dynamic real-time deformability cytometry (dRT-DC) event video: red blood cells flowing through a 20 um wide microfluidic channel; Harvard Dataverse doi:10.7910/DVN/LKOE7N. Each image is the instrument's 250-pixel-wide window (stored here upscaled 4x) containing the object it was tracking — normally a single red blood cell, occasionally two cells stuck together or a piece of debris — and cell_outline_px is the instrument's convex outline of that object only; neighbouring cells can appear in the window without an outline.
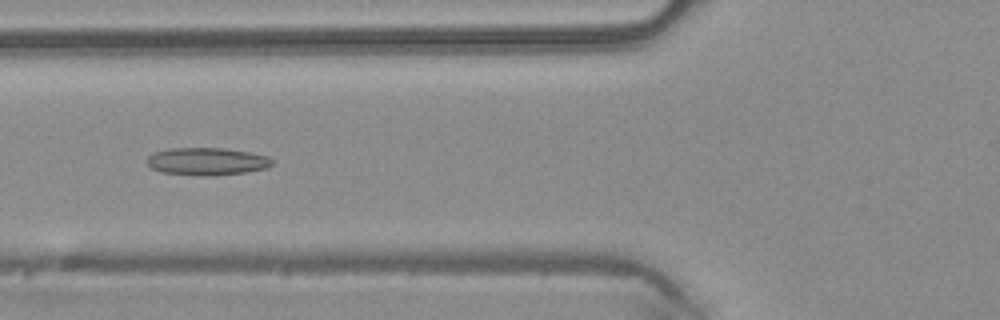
{"species": "common noctule bat (a hibernating species)", "species_latin": "Nyctalus noctula", "temperature_condition": "warm", "stored_images_in_passage": 49, "camera_frame_rate_fps": 3000, "um_per_image_px": 0.085, "animal": {"sex": "male", "body_mass_g": 20.4}, "frame": {"image": 1, "passage_image": 18, "time_ms": 5.667, "image_size_px": [1000, 320], "cell_outline_px": [[272, 164], [268, 168], [244, 172], [216, 176], [192, 176], [160, 172], [152, 168], [144, 160], [152, 152], [172, 148], [224, 148], [248, 152], [268, 156], [272, 160]], "centroid_in_image_um": [17.54, 13.73], "position_along_channel_um": 108.3, "area_um2": 20.4}}
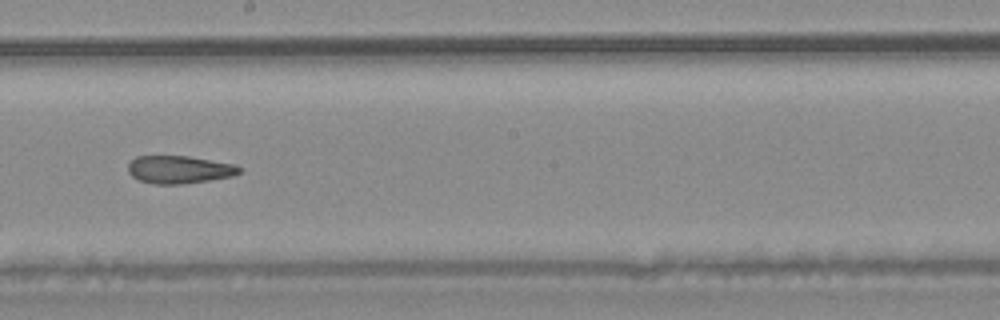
{"frame": {"image": 2, "passage_image": 27, "time_ms": 8.667, "image_size_px": [1000, 320], "cell_outline_px": [[240, 172], [232, 176], [184, 184], [152, 184], [140, 180], [132, 176], [128, 172], [128, 164], [136, 156], [188, 156], [232, 164], [240, 168]], "centroid_in_image_um": [15.18, 14.42], "position_along_channel_um": 233.0, "area_um2": 17.8}}
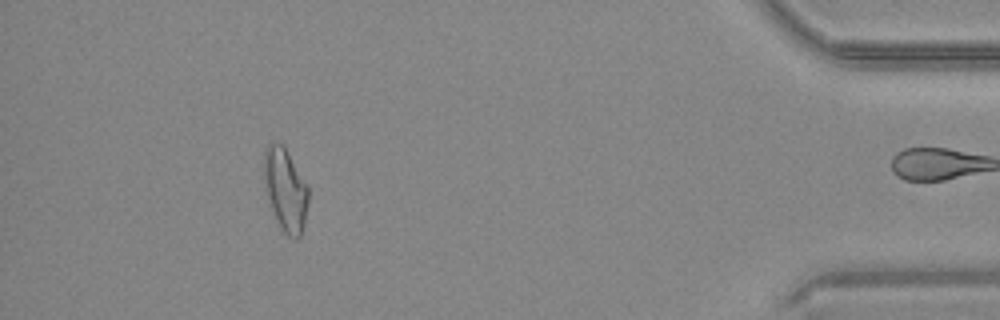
{"frame": {"image": 3, "passage_image": 44, "time_ms": 14.333, "image_size_px": [1000, 320], "cell_outline_px": [[308, 200], [304, 224], [300, 236], [296, 240], [292, 240], [284, 232], [268, 204], [264, 188], [264, 152], [268, 144], [284, 144], [308, 184]], "centroid_in_image_um": [24.26, 16.12], "position_along_channel_um": 410.9, "area_um2": 21.73}}